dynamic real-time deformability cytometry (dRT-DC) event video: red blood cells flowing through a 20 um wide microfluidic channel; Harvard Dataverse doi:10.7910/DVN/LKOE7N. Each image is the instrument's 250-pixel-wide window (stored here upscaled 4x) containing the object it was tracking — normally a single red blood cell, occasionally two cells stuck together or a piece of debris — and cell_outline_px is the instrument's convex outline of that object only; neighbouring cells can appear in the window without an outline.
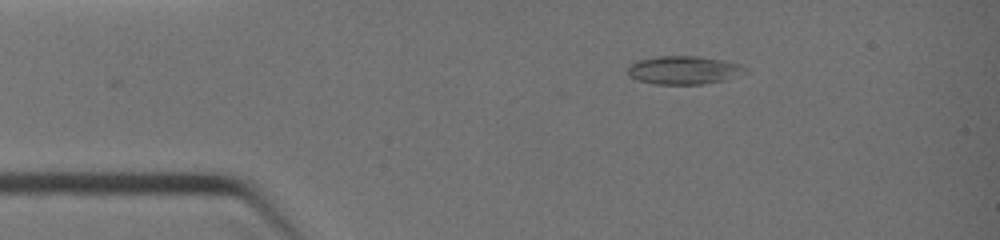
{"species": "common noctule bat (a hibernating species)", "species_latin": "Nyctalus noctula", "temperature_condition": "warm", "stored_images_in_passage": 28, "camera_frame_rate_fps": 3000, "um_per_image_px": 0.085, "animal": {"sex": "female", "body_mass_g": 19.0, "forearm_length_mm": 51.5}, "frame": {"image": 1, "passage_image": 1, "time_ms": 0.0, "image_size_px": [1000, 240], "cell_outline_px": [[748, 72], [728, 80], [700, 84], [656, 84], [636, 80], [628, 76], [628, 68], [636, 60], [656, 56], [700, 56], [724, 60], [740, 64], [748, 68]], "centroid_in_image_um": [58.16, 5.96], "position_along_channel_um": 26.8, "area_um2": 19.71}}
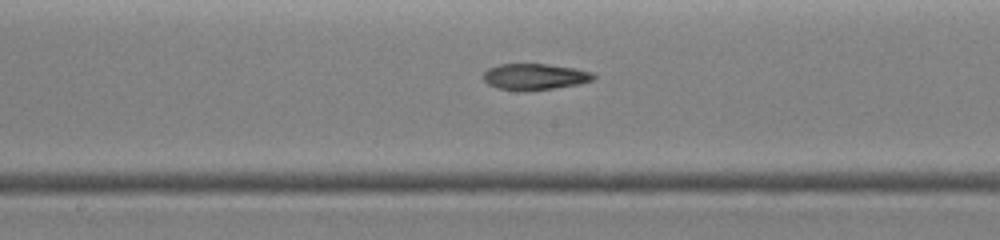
{"frame": {"image": 2, "passage_image": 13, "time_ms": 4.333, "image_size_px": [1000, 240], "cell_outline_px": [[596, 80], [580, 84], [524, 92], [520, 92], [496, 88], [488, 84], [484, 80], [484, 72], [488, 68], [500, 64], [548, 64], [576, 68], [592, 72], [596, 76]], "centroid_in_image_um": [45.48, 6.53], "position_along_channel_um": 202.7, "area_um2": 17.17}}
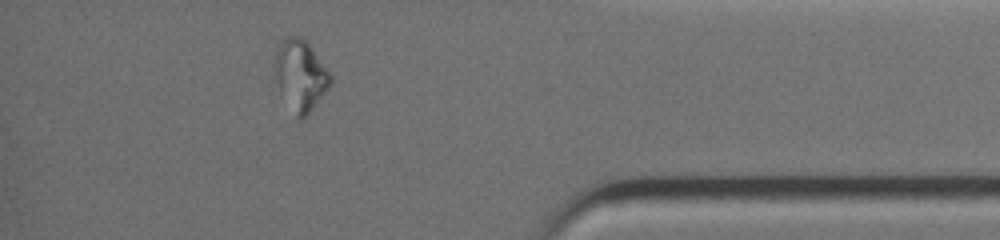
{"frame": {"image": 3, "passage_image": 24, "time_ms": 8.667, "image_size_px": [1000, 240], "cell_outline_px": [[332, 84], [308, 112], [300, 120], [296, 116], [280, 88], [276, 80], [272, 68], [272, 64], [276, 52], [284, 36], [300, 36], [312, 48], [332, 76]], "centroid_in_image_um": [25.52, 6.33], "position_along_channel_um": 409.7, "area_um2": 22.48}}